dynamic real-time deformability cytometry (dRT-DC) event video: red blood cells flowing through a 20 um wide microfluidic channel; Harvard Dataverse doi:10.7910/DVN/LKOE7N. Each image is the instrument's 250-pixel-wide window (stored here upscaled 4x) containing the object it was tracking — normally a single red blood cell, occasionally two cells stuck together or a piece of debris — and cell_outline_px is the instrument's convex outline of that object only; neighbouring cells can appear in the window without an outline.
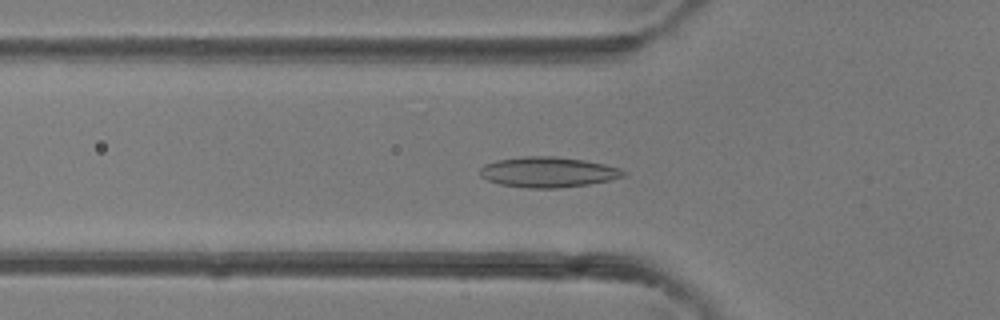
{"species": "common noctule bat (a hibernating species)", "species_latin": "Nyctalus noctula", "temperature_condition": "room temperature", "stored_images_in_passage": 41, "camera_frame_rate_fps": 3000, "um_per_image_px": 0.085, "animal": {"sex": "female"}, "frame": {"image": 1, "passage_image": 14, "time_ms": 4.333, "image_size_px": [1000, 320], "cell_outline_px": [[628, 172], [624, 176], [608, 180], [588, 184], [556, 188], [528, 188], [500, 184], [488, 180], [480, 176], [480, 168], [484, 164], [496, 160], [524, 156], [556, 156], [584, 160], [604, 164], [620, 168]], "centroid_in_image_um": [46.57, 14.62], "position_along_channel_um": 79.2, "area_um2": 25.37}}
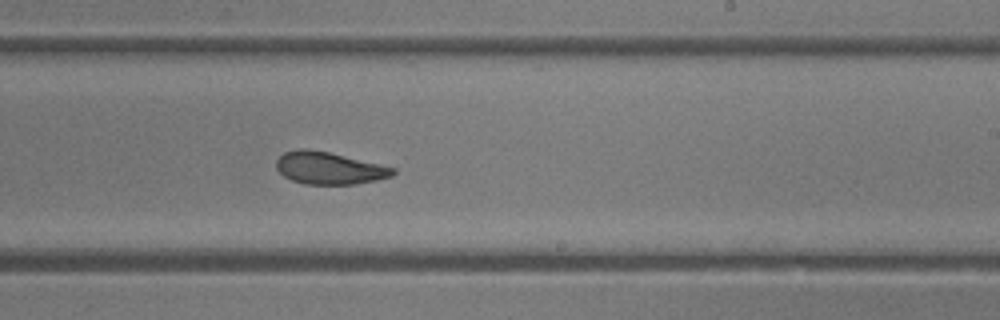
{"frame": {"image": 2, "passage_image": 25, "time_ms": 8.0, "image_size_px": [1000, 320], "cell_outline_px": [[396, 172], [392, 176], [376, 180], [356, 184], [304, 184], [292, 180], [284, 176], [276, 168], [276, 160], [284, 152], [300, 148], [328, 152], [396, 168]], "centroid_in_image_um": [27.97, 14.3], "position_along_channel_um": 261.0, "area_um2": 21.73}}
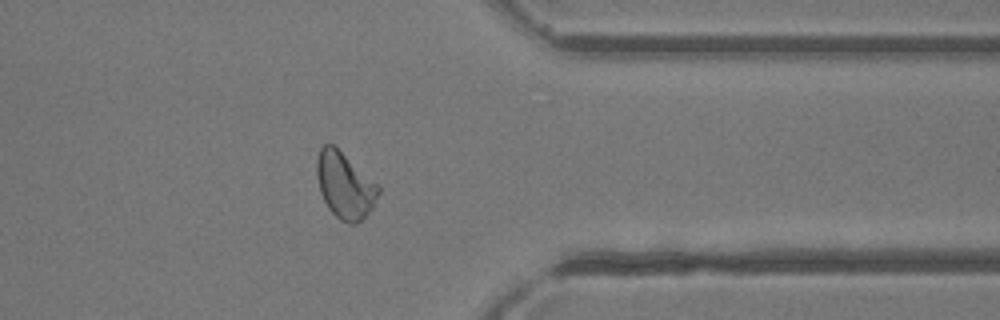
{"frame": {"image": 3, "passage_image": 33, "time_ms": 10.667, "image_size_px": [1000, 320], "cell_outline_px": [[380, 192], [372, 208], [356, 224], [348, 224], [340, 220], [328, 208], [320, 192], [316, 176], [316, 160], [320, 148], [324, 144], [332, 144], [376, 184], [380, 188]], "centroid_in_image_um": [29.27, 15.78], "position_along_channel_um": 382.1, "area_um2": 23.24}}